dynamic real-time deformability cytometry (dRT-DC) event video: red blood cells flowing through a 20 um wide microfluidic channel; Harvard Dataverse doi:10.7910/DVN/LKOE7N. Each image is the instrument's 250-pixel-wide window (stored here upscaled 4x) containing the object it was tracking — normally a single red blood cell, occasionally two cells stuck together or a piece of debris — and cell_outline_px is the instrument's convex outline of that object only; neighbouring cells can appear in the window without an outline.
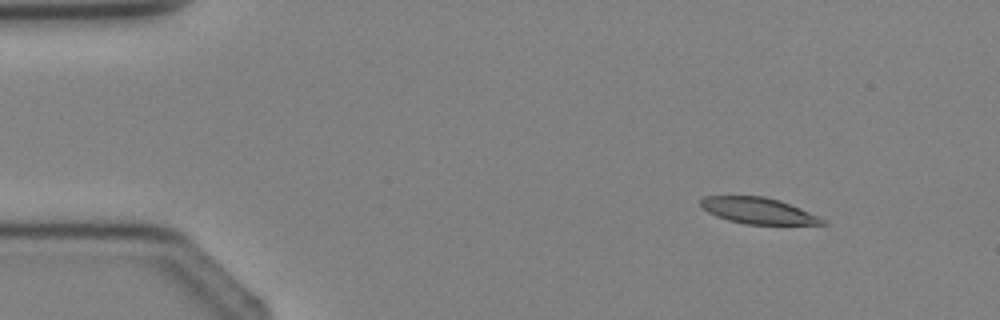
{"species": "Egyptian fruit bat (a non-hibernating species)", "species_latin": "Rousettus aegyptiacus", "temperature_condition": "cold", "stored_images_in_passage": 3, "camera_frame_rate_fps": 3000, "um_per_image_px": 0.085, "animal": {"sex": "female"}, "frame": {"image": 1, "passage_image": 1, "time_ms": 0.0, "image_size_px": [1000, 320], "cell_outline_px": [[828, 224], [744, 224], [728, 220], [716, 216], [708, 212], [700, 204], [700, 200], [704, 196], [764, 196], [780, 200], [800, 208], [824, 220]], "centroid_in_image_um": [64.4, 17.9], "position_along_channel_um": 20.6, "area_um2": 18.32}}
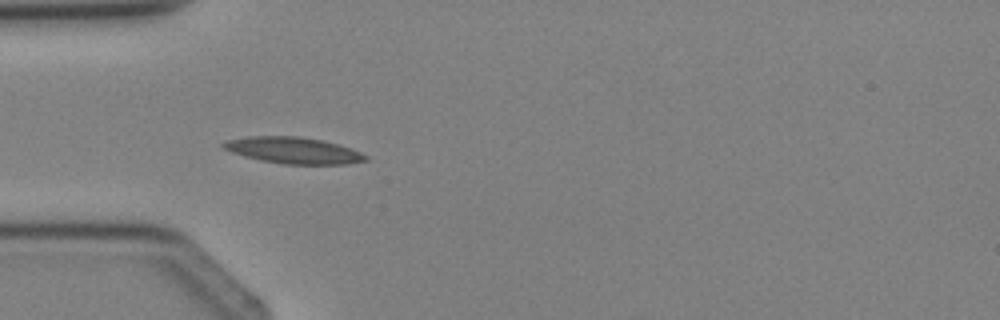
{"frame": {"image": 2, "passage_image": 3, "time_ms": 2.333, "image_size_px": [1000, 320], "cell_outline_px": [[368, 160], [344, 164], [284, 164], [260, 160], [244, 156], [220, 148], [220, 144], [224, 140], [248, 136], [300, 136], [320, 140], [352, 148], [368, 156]], "centroid_in_image_um": [24.87, 12.77], "position_along_channel_um": 60.1, "area_um2": 21.96}}